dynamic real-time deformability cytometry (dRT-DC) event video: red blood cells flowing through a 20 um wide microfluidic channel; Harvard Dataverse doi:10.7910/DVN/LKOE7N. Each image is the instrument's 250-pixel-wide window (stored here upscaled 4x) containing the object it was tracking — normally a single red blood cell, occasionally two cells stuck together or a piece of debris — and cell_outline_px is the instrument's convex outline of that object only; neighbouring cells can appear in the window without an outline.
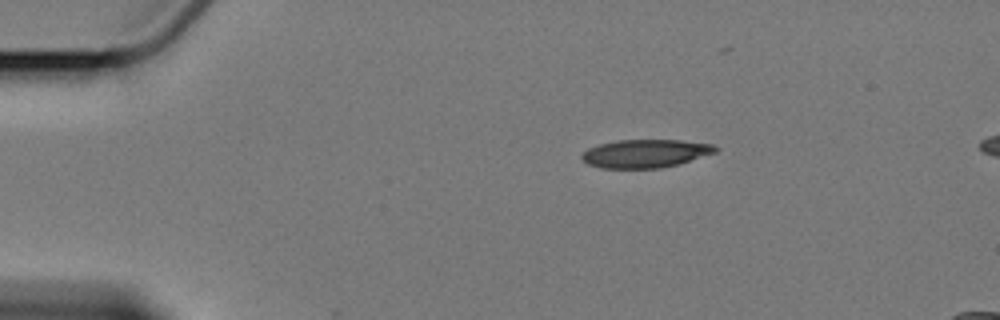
{"species": "Egyptian fruit bat (a non-hibernating species)", "species_latin": "Rousettus aegyptiacus", "temperature_condition": "cold", "stored_images_in_passage": 4, "camera_frame_rate_fps": 3000, "um_per_image_px": 0.085, "animal": {"sex": "female"}, "frame": {"image": 1, "passage_image": 1, "time_ms": 0.0, "image_size_px": [1000, 320], "cell_outline_px": [[720, 148], [716, 152], [680, 164], [660, 168], [604, 168], [588, 164], [580, 156], [588, 148], [600, 144], [616, 140], [680, 140], [712, 144]], "centroid_in_image_um": [54.89, 13.04], "position_along_channel_um": 30.1, "area_um2": 21.96}}